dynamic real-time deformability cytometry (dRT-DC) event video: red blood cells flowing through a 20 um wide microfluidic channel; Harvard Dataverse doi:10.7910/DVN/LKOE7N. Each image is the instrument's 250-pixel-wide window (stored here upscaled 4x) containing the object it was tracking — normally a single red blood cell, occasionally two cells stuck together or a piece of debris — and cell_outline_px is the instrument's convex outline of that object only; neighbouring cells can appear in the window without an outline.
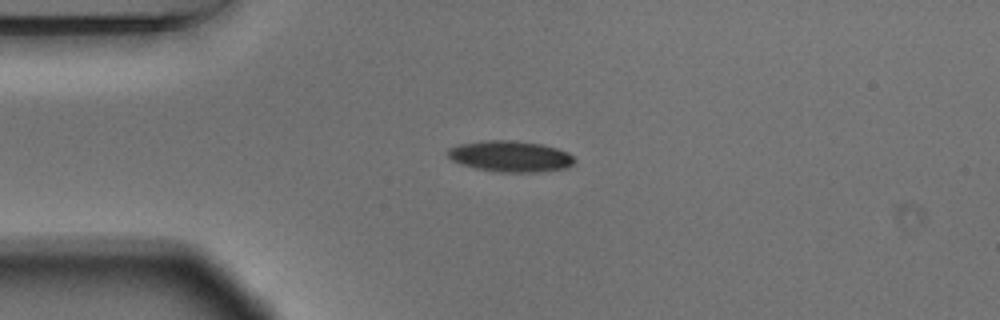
{"species": "Egyptian fruit bat (a non-hibernating species)", "species_latin": "Rousettus aegyptiacus", "temperature_condition": "warm", "stored_images_in_passage": 2, "camera_frame_rate_fps": 3000, "um_per_image_px": 0.085, "animal": {"sex": "male"}, "frame": {"image": 1, "passage_image": 1, "time_ms": 0.0, "image_size_px": [1000, 320], "cell_outline_px": [[576, 160], [568, 168], [536, 172], [500, 172], [476, 168], [452, 160], [448, 156], [448, 148], [460, 144], [484, 140], [516, 140], [540, 144], [556, 148], [568, 152]], "centroid_in_image_um": [43.4, 13.28], "position_along_channel_um": 41.6, "area_um2": 22.83}}